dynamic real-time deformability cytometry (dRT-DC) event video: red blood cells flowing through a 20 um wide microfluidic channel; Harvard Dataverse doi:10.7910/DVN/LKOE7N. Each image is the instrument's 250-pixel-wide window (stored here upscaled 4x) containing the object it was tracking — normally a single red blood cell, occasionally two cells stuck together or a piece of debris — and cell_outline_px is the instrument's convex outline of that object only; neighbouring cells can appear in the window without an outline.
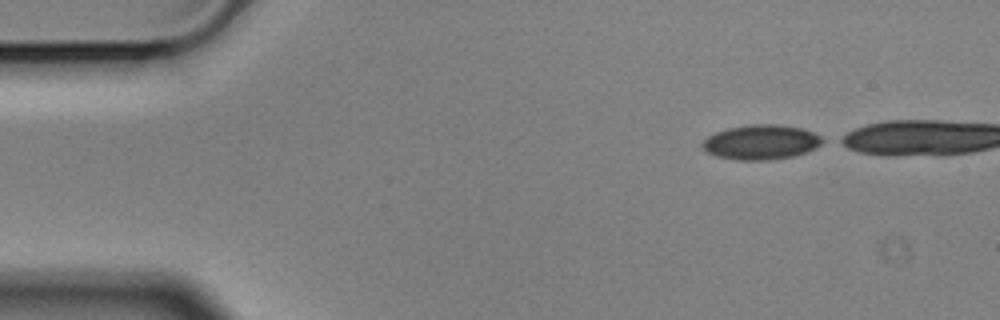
{"species": "Egyptian fruit bat (a non-hibernating species)", "species_latin": "Rousettus aegyptiacus", "temperature_condition": "cold", "stored_images_in_passage": 40, "camera_frame_rate_fps": 3000, "um_per_image_px": 0.085, "animal": {"sex": "male"}, "frame": {"image": 1, "passage_image": 1, "time_ms": 0.0, "image_size_px": [1000, 320], "cell_outline_px": [[828, 140], [816, 148], [792, 156], [768, 160], [736, 160], [716, 156], [708, 152], [700, 144], [708, 136], [716, 132], [728, 128], [752, 124], [776, 124], [800, 128], [812, 132]], "centroid_in_image_um": [64.7, 12.08], "position_along_channel_um": 20.3, "area_um2": 24.22}}
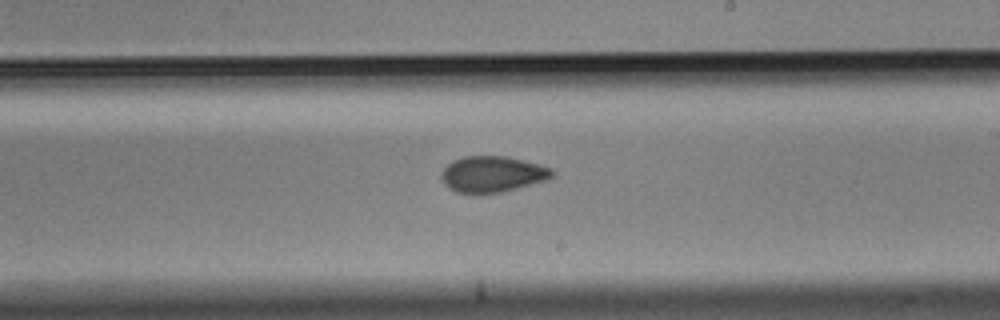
{"frame": {"image": 2, "passage_image": 27, "time_ms": 8.667, "image_size_px": [1000, 320], "cell_outline_px": [[556, 172], [552, 176], [544, 180], [504, 192], [456, 192], [448, 188], [444, 184], [440, 176], [440, 172], [448, 164], [464, 156], [504, 156], [552, 168]], "centroid_in_image_um": [41.82, 14.8], "position_along_channel_um": 247.2, "area_um2": 22.83}}
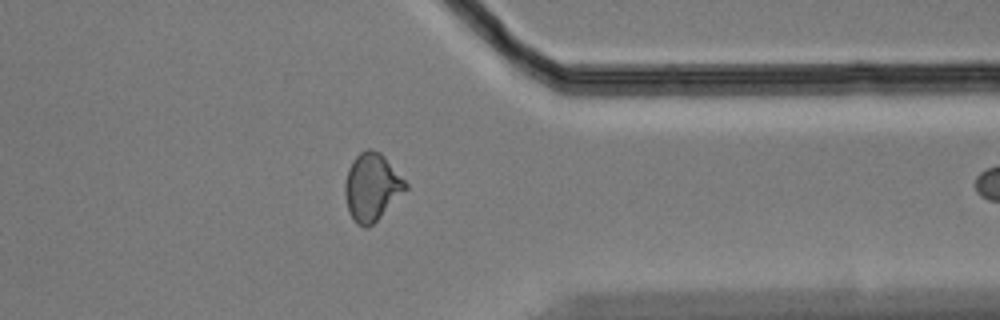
{"frame": {"image": 3, "passage_image": 39, "time_ms": 12.667, "image_size_px": [1000, 320], "cell_outline_px": [[408, 188], [368, 228], [364, 228], [356, 224], [348, 212], [344, 192], [344, 184], [348, 168], [352, 160], [360, 152], [368, 148], [372, 148], [380, 152], [384, 156], [408, 184]], "centroid_in_image_um": [31.57, 15.89], "position_along_channel_um": 379.8, "area_um2": 23.81}}